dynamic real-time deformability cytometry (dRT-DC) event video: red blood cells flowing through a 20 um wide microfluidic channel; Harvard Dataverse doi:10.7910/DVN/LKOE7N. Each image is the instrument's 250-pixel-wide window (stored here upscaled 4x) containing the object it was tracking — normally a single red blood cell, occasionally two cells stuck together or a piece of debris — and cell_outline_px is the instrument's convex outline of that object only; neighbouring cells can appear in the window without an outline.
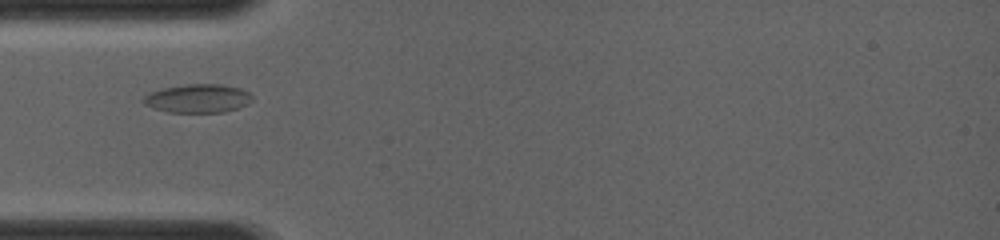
{"species": "common noctule bat (a hibernating species)", "species_latin": "Nyctalus noctula", "temperature_condition": "room temperature", "stored_images_in_passage": 3, "camera_frame_rate_fps": 4000, "um_per_image_px": 0.085, "animal": {"sex": "female", "body_mass_g": 19.0, "forearm_length_mm": 56.7}, "frame": {"image": 1, "passage_image": 1, "time_ms": 0.0, "image_size_px": [1000, 240], "cell_outline_px": [[252, 100], [248, 104], [224, 112], [168, 112], [152, 108], [144, 104], [140, 100], [144, 96], [152, 92], [164, 88], [188, 84], [220, 84], [240, 88], [248, 92], [252, 96]], "centroid_in_image_um": [16.8, 8.37], "position_along_channel_um": 68.2, "area_um2": 18.03}}
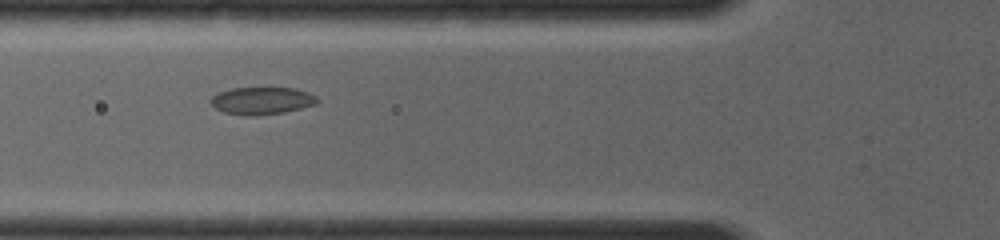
{"frame": {"image": 2, "passage_image": 2, "time_ms": 0.75, "image_size_px": [1000, 240], "cell_outline_px": [[320, 100], [316, 104], [284, 112], [256, 116], [244, 116], [224, 112], [216, 108], [208, 100], [216, 92], [232, 88], [296, 88], [308, 92], [316, 96]], "centroid_in_image_um": [22.23, 8.56], "position_along_channel_um": 103.6, "area_um2": 17.17}}